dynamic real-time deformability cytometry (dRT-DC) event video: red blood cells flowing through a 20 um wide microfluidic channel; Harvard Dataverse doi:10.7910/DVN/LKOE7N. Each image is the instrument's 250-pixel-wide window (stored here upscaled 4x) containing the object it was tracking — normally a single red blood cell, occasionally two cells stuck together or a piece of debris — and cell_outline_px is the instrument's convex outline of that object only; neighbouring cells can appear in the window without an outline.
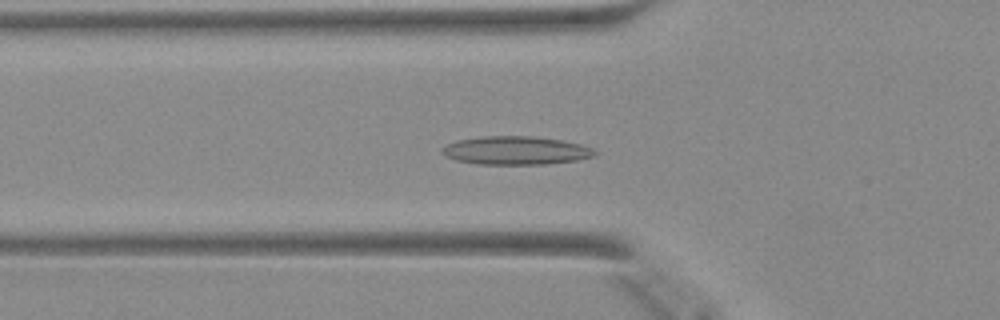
{"species": "Egyptian fruit bat (a non-hibernating species)", "species_latin": "Rousettus aegyptiacus", "temperature_condition": "warm", "stored_images_in_passage": 47, "camera_frame_rate_fps": 3000, "um_per_image_px": 0.085, "animal": {"sex": "female"}, "frame": {"image": 1, "passage_image": 16, "time_ms": 5.0, "image_size_px": [1000, 320], "cell_outline_px": [[596, 152], [592, 156], [576, 160], [544, 164], [476, 164], [456, 160], [444, 156], [440, 152], [440, 148], [456, 140], [480, 136], [532, 136], [560, 140], [580, 144], [592, 148]], "centroid_in_image_um": [43.76, 12.79], "position_along_channel_um": 82.0, "area_um2": 25.2}}
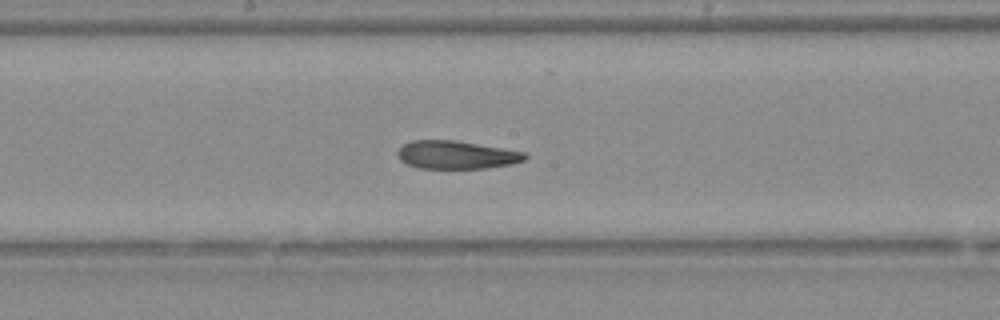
{"frame": {"image": 2, "passage_image": 25, "time_ms": 8.0, "image_size_px": [1000, 320], "cell_outline_px": [[528, 156], [524, 160], [512, 164], [488, 168], [420, 168], [408, 164], [400, 160], [396, 152], [404, 144], [412, 140], [456, 140], [504, 148], [524, 152]], "centroid_in_image_um": [38.81, 13.16], "position_along_channel_um": 209.4, "area_um2": 20.87}}
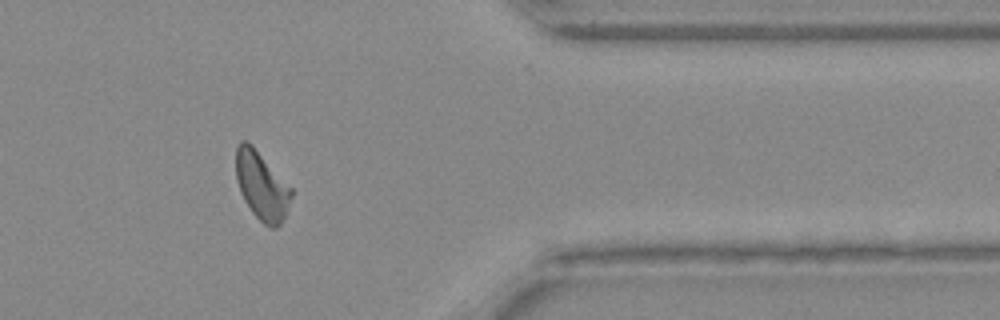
{"frame": {"image": 3, "passage_image": 39, "time_ms": 12.667, "image_size_px": [1000, 320], "cell_outline_px": [[292, 196], [284, 216], [280, 224], [276, 228], [272, 228], [264, 224], [252, 212], [244, 200], [240, 192], [236, 180], [236, 148], [240, 140], [244, 140], [252, 144], [292, 188]], "centroid_in_image_um": [22.23, 15.77], "position_along_channel_um": 389.2, "area_um2": 21.91}}